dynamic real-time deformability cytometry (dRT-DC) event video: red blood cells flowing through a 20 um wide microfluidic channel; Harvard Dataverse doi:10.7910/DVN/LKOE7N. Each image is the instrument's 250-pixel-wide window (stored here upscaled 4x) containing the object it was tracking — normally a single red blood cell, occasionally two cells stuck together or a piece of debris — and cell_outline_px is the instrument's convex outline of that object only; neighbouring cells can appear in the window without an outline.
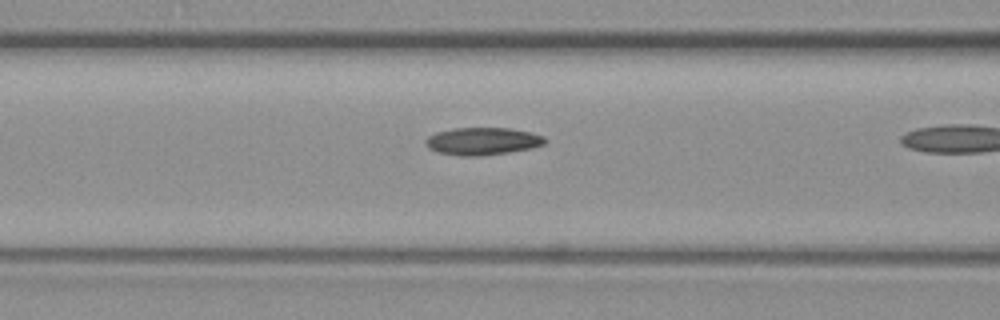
{"species": "common noctule bat (a hibernating species)", "species_latin": "Nyctalus noctula", "temperature_condition": "warm", "stored_images_in_passage": 27, "camera_frame_rate_fps": 3000, "um_per_image_px": 0.085, "animal": {"sex": "female", "body_mass_g": 19.3, "forearm_length_mm": 54.1}, "frame": {"image": 1, "passage_image": 16, "time_ms": 5.0, "image_size_px": [1000, 320], "cell_outline_px": [[548, 140], [544, 144], [532, 148], [508, 152], [480, 156], [460, 156], [440, 152], [428, 148], [424, 144], [424, 140], [428, 136], [436, 132], [456, 128], [508, 128], [532, 132], [544, 136]], "centroid_in_image_um": [41.02, 12.0], "position_along_channel_um": 125.6, "area_um2": 19.19}}
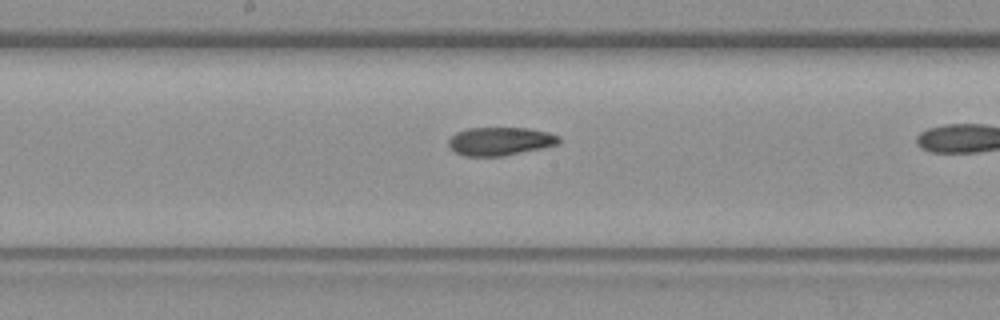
{"frame": {"image": 2, "passage_image": 22, "time_ms": 7.0, "image_size_px": [1000, 320], "cell_outline_px": [[560, 140], [556, 144], [540, 148], [504, 156], [464, 156], [456, 152], [448, 144], [448, 140], [456, 132], [468, 128], [528, 128], [548, 132], [560, 136]], "centroid_in_image_um": [42.49, 12.0], "position_along_channel_um": 205.7, "area_um2": 18.03}}
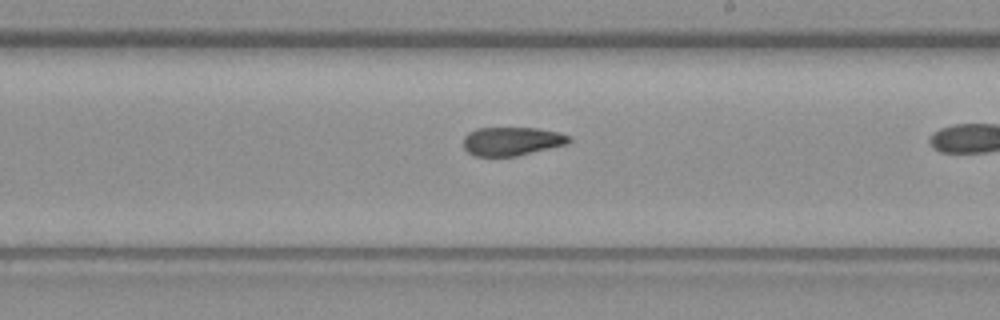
{"frame": {"image": 3, "passage_image": 25, "time_ms": 8.0, "image_size_px": [1000, 320], "cell_outline_px": [[572, 140], [568, 144], [516, 156], [476, 156], [468, 152], [464, 148], [464, 136], [468, 132], [476, 128], [536, 128], [560, 132], [568, 136]], "centroid_in_image_um": [43.51, 12.0], "position_along_channel_um": 245.5, "area_um2": 17.63}}